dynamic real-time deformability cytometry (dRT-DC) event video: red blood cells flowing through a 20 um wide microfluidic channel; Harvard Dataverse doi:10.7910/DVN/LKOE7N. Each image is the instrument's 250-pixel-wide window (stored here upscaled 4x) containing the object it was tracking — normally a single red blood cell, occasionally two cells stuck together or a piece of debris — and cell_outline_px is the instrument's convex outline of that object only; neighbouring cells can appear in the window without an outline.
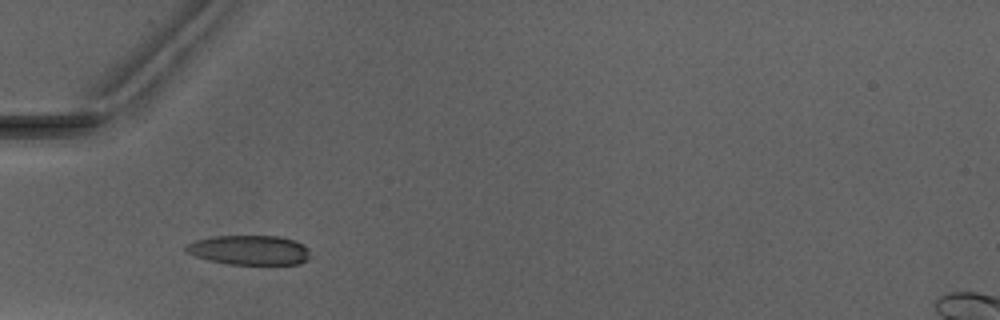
{"species": "Egyptian fruit bat (a non-hibernating species)", "species_latin": "Rousettus aegyptiacus", "temperature_condition": "warm", "stored_images_in_passage": 3, "camera_frame_rate_fps": 3000, "um_per_image_px": 0.085, "animal": {"sex": "male"}, "frame": {"image": 1, "passage_image": 3, "time_ms": 2.333, "image_size_px": [1000, 320], "cell_outline_px": [[308, 260], [300, 264], [228, 264], [208, 260], [196, 256], [188, 252], [184, 248], [188, 244], [196, 240], [212, 236], [280, 236], [304, 244], [308, 248]], "centroid_in_image_um": [21.21, 21.25], "position_along_channel_um": 63.8, "area_um2": 21.33}}